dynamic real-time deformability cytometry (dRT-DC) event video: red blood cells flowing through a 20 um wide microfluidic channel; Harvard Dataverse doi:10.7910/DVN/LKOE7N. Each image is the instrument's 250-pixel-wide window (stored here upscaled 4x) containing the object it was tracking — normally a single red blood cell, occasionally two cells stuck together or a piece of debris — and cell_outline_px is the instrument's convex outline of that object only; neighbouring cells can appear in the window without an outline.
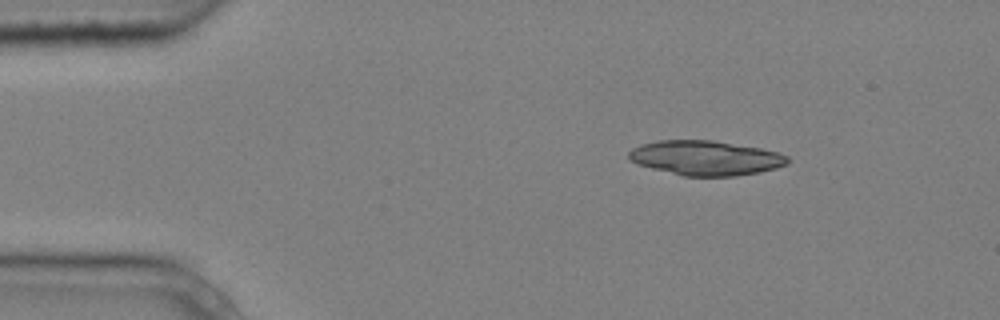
{"species": "common noctule bat (a hibernating species)", "species_latin": "Nyctalus noctula", "temperature_condition": "cold", "stored_images_in_passage": 2, "camera_frame_rate_fps": 3000, "um_per_image_px": 0.085, "animal": {"sex": "male", "body_mass_g": 20.4}, "frame": {"image": 1, "passage_image": 1, "time_ms": 0.0, "image_size_px": [1000, 320], "cell_outline_px": [[788, 164], [776, 168], [760, 172], [736, 176], [684, 176], [652, 168], [640, 164], [632, 160], [628, 156], [628, 152], [632, 148], [640, 144], [660, 140], [712, 140], [760, 148], [780, 152], [788, 156]], "centroid_in_image_um": [60.01, 13.42], "position_along_channel_um": 25.0, "area_um2": 32.02}}